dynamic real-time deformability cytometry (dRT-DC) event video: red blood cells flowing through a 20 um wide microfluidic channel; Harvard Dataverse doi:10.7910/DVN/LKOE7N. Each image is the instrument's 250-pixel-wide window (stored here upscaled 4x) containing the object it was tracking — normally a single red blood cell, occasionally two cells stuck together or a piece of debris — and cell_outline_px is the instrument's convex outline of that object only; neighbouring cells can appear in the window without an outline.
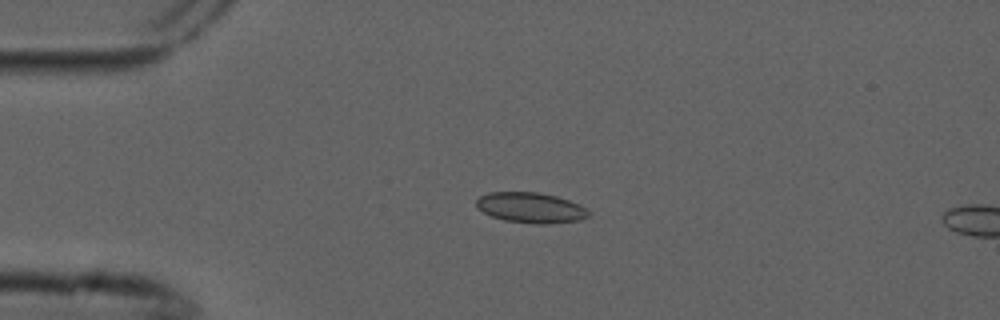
{"species": "common noctule bat (a hibernating species)", "species_latin": "Nyctalus noctula", "temperature_condition": "cold", "stored_images_in_passage": 4, "camera_frame_rate_fps": 3000, "um_per_image_px": 0.085, "animal": {"sex": "male", "forearm_length_mm": 52.5}, "frame": {"image": 1, "passage_image": 3, "time_ms": 0.667, "image_size_px": [1000, 320], "cell_outline_px": [[588, 216], [580, 220], [544, 224], [536, 224], [504, 220], [492, 216], [484, 212], [476, 204], [476, 200], [480, 196], [488, 192], [540, 192], [556, 196], [580, 204], [588, 212]], "centroid_in_image_um": [45.1, 17.64], "position_along_channel_um": 39.9, "area_um2": 19.71}}